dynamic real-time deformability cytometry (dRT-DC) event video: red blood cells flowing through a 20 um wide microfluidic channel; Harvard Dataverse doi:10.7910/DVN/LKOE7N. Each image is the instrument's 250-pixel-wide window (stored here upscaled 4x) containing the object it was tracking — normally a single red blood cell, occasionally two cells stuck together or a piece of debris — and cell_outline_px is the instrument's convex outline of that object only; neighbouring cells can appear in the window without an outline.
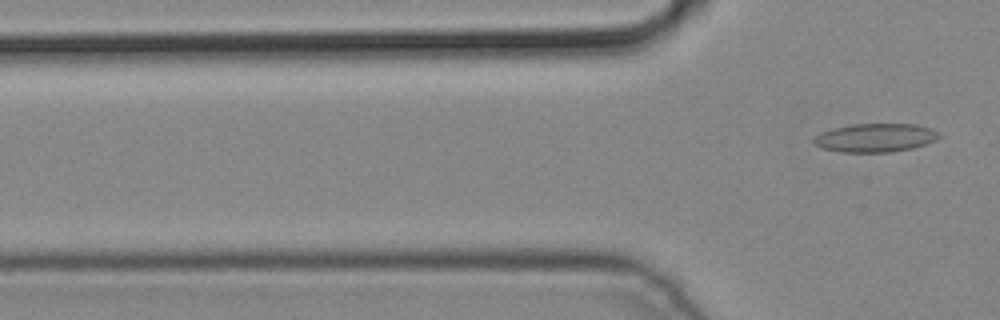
{"species": "common noctule bat (a hibernating species)", "species_latin": "Nyctalus noctula", "temperature_condition": "cold", "stored_images_in_passage": 5, "camera_frame_rate_fps": 3000, "um_per_image_px": 0.085, "animal": {"sex": "male", "body_mass_g": 19.2, "forearm_length_mm": 51.8}, "frame": {"image": 1, "passage_image": 5, "time_ms": 1.333, "image_size_px": [1000, 320], "cell_outline_px": [[940, 136], [936, 140], [912, 148], [892, 152], [840, 152], [820, 148], [812, 140], [820, 132], [832, 128], [852, 124], [916, 124], [932, 128]], "centroid_in_image_um": [74.37, 11.71], "position_along_channel_um": 51.4, "area_um2": 20.87}}